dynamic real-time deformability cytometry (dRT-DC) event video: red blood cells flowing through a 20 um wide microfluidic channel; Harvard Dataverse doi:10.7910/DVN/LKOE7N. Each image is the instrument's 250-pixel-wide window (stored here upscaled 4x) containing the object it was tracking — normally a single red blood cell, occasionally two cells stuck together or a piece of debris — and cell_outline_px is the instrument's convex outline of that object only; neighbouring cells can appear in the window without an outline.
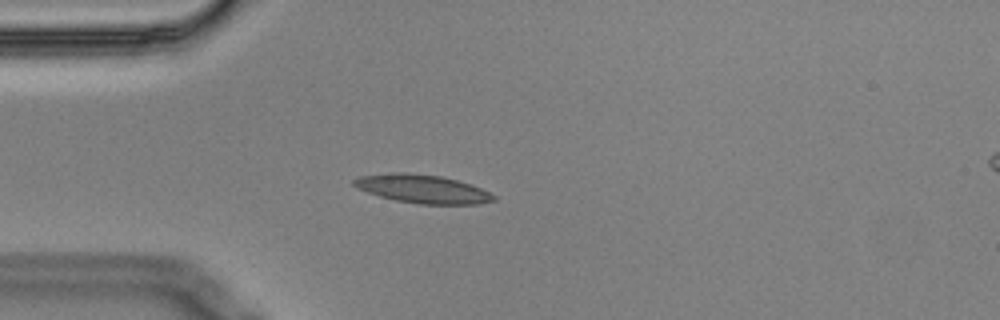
{"species": "Egyptian fruit bat (a non-hibernating species)", "species_latin": "Rousettus aegyptiacus", "temperature_condition": "cold", "stored_images_in_passage": 5, "segment_of_instrument_passage": [1, 2], "camera_frame_rate_fps": 3000, "um_per_image_px": 0.085, "animal": {"sex": "male"}, "frame": {"image": 1, "passage_image": 4, "time_ms": 1.0, "image_size_px": [1000, 320], "cell_outline_px": [[496, 200], [480, 204], [420, 204], [396, 200], [380, 196], [356, 188], [352, 184], [352, 180], [360, 176], [392, 172], [408, 172], [440, 176], [472, 184], [496, 196]], "centroid_in_image_um": [35.91, 16.05], "position_along_channel_um": 49.1, "area_um2": 23.18}}